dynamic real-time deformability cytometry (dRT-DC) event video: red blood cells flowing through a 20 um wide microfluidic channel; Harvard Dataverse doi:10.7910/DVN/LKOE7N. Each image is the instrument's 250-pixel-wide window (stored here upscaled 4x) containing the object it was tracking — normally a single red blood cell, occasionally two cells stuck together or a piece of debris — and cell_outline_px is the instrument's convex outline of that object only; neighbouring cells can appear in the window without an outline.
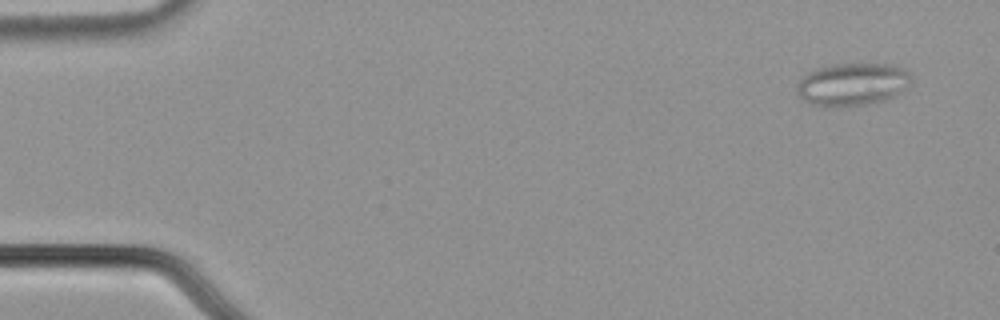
{"species": "common noctule bat (a hibernating species)", "species_latin": "Nyctalus noctula", "temperature_condition": "cold", "stored_images_in_passage": 54, "camera_frame_rate_fps": 3000, "um_per_image_px": 0.085, "animal": {"sex": "male", "body_mass_g": 21.5, "forearm_length_mm": 52.0}, "frame": {"image": 1, "passage_image": 2, "time_ms": 0.333, "image_size_px": [1000, 320], "cell_outline_px": [[912, 80], [908, 84], [892, 96], [884, 100], [844, 108], [828, 108], [804, 100], [796, 92], [800, 80], [808, 72], [816, 68], [832, 64], [896, 64], [904, 68], [912, 76]], "centroid_in_image_um": [72.44, 7.16], "position_along_channel_um": 12.6, "area_um2": 28.44}}
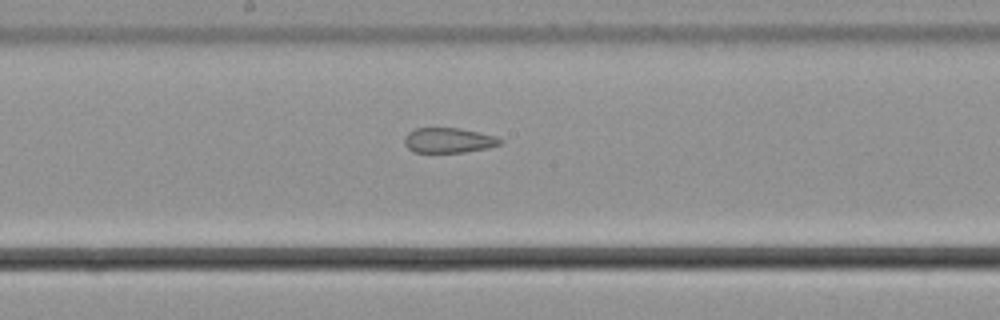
{"frame": {"image": 2, "passage_image": 28, "time_ms": 9.0, "image_size_px": [1000, 320], "cell_outline_px": [[504, 140], [500, 144], [484, 148], [464, 152], [416, 152], [408, 148], [404, 144], [404, 136], [408, 132], [416, 128], [460, 128], [496, 136]], "centroid_in_image_um": [38.11, 11.92], "position_along_channel_um": 210.1, "area_um2": 13.87}}
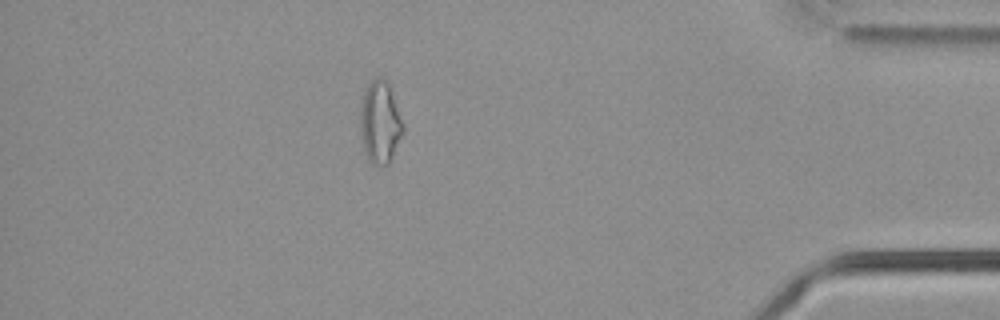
{"frame": {"image": 3, "passage_image": 47, "time_ms": 15.333, "image_size_px": [1000, 320], "cell_outline_px": [[404, 132], [388, 164], [372, 164], [368, 160], [364, 152], [360, 132], [360, 112], [364, 92], [368, 84], [376, 76], [380, 76], [388, 84], [404, 124]], "centroid_in_image_um": [32.29, 10.41], "position_along_channel_um": 402.9, "area_um2": 20.4}, "authors_computed_cell_mechanics": {"area_um2": 19.1318, "velocity_mm_per_s": 3.7264, "shape_relaxation_time_tau1_ms": null, "shape_relaxation_time_tau2_ms": 2.2618, "deformation_change_tau1": null, "deformation_change_tau2": 0.0898}}